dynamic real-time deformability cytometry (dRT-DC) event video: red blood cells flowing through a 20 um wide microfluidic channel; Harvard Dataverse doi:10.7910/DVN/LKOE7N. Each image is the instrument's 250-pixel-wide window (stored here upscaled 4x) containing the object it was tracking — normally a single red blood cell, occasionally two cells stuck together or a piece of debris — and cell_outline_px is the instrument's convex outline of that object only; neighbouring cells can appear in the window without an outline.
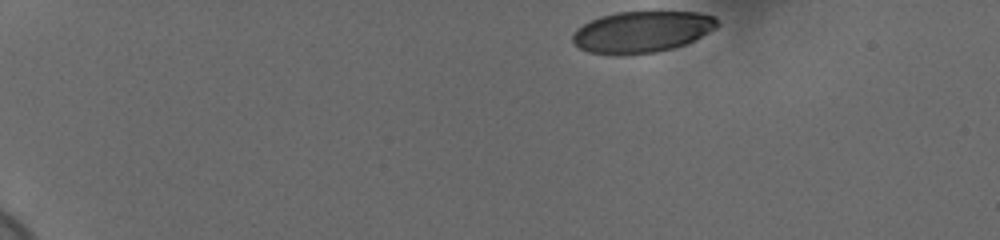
{"species": "human", "species_latin": "Homo sapiens", "temperature_condition": "cold", "stored_images_in_passage": 42, "camera_frame_rate_fps": 3000, "um_per_image_px": 0.085, "donor": {"sex": "female"}, "frame": {"image": 1, "passage_image": 1, "time_ms": 0.0, "image_size_px": [1000, 240], "cell_outline_px": [[720, 24], [716, 28], [684, 44], [672, 48], [656, 52], [620, 56], [616, 56], [588, 52], [580, 48], [572, 40], [572, 36], [576, 28], [600, 16], [616, 12], [696, 12], [712, 16]], "centroid_in_image_um": [54.51, 2.72], "position_along_channel_um": 30.5, "area_um2": 34.8}}
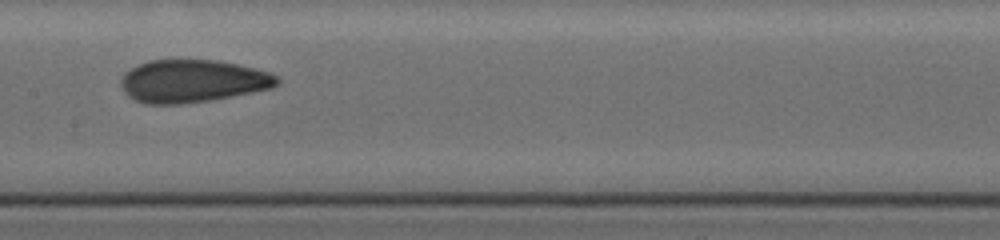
{"frame": {"image": 2, "passage_image": 23, "time_ms": 7.333, "image_size_px": [1000, 240], "cell_outline_px": [[280, 84], [272, 88], [212, 100], [180, 104], [144, 104], [128, 96], [124, 92], [120, 84], [120, 80], [124, 72], [136, 64], [148, 60], [216, 60], [256, 68], [280, 76]], "centroid_in_image_um": [16.36, 6.89], "position_along_channel_um": 191.0, "area_um2": 39.25}}
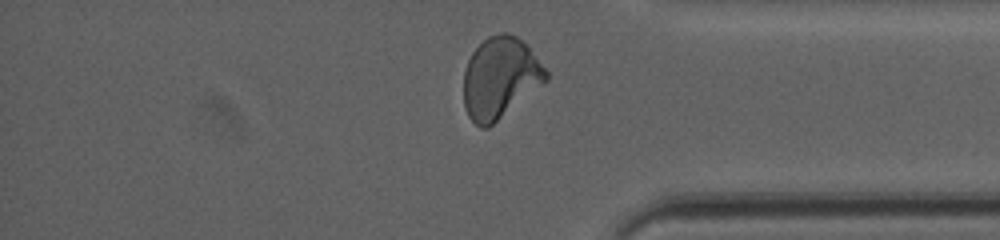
{"frame": {"image": 3, "passage_image": 40, "time_ms": 13.0, "image_size_px": [1000, 240], "cell_outline_px": [[548, 80], [488, 128], [480, 128], [468, 116], [464, 108], [464, 68], [472, 52], [488, 36], [500, 32], [508, 32], [516, 36], [528, 48], [548, 72]], "centroid_in_image_um": [42.48, 6.63], "position_along_channel_um": 392.7, "area_um2": 38.67}, "authors_computed_cell_mechanics": {"area_um2": 38.1191, "velocity_mm_per_s": 3.6726, "shape_relaxation_time_tau1_ms": null, "shape_relaxation_time_tau2_ms": 1.1793, "deformation_change_tau1": null, "deformation_change_tau2": 0.0686}}